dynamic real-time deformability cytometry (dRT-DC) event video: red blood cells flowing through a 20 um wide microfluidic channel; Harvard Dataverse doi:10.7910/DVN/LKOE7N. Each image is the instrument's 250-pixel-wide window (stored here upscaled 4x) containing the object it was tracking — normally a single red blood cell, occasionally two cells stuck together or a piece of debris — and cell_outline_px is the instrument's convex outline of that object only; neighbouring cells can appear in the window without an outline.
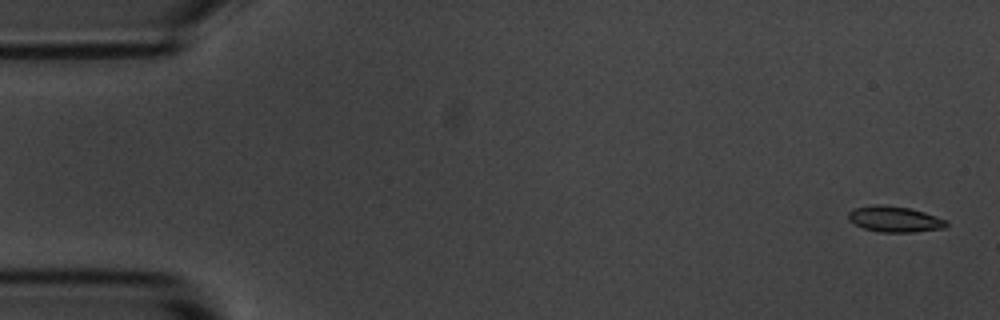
{"species": "common noctule bat (a hibernating species)", "species_latin": "Nyctalus noctula", "temperature_condition": "room temperature", "stored_images_in_passage": 6, "camera_frame_rate_fps": 3000, "um_per_image_px": 0.085, "animal": {"sex": "male", "body_mass_g": 20.1, "forearm_length_mm": 53.5}, "frame": {"image": 1, "passage_image": 1, "time_ms": 0.0, "image_size_px": [1000, 320], "cell_outline_px": [[948, 224], [944, 228], [912, 232], [880, 232], [864, 228], [848, 220], [848, 212], [852, 208], [876, 204], [880, 204], [908, 208], [924, 212], [948, 220]], "centroid_in_image_um": [76.03, 18.62], "position_along_channel_um": 9.0, "area_um2": 14.74}}
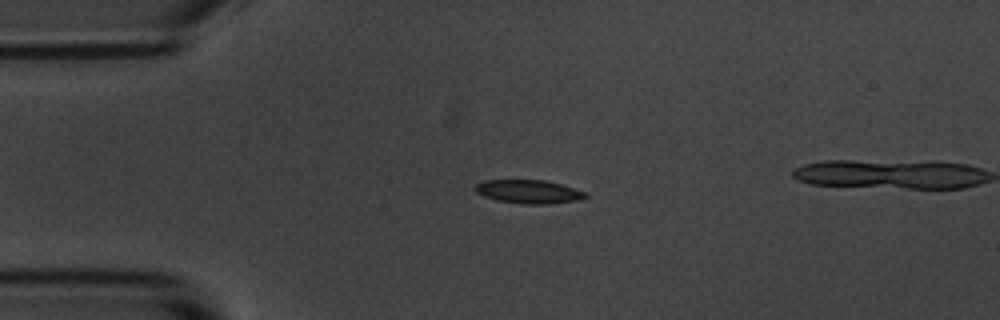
{"frame": {"image": 2, "passage_image": 4, "time_ms": 1.0, "image_size_px": [1000, 320], "cell_outline_px": [[588, 196], [576, 200], [544, 204], [524, 204], [496, 200], [484, 196], [476, 192], [476, 184], [484, 180], [544, 180], [560, 184], [588, 192]], "centroid_in_image_um": [44.94, 16.28], "position_along_channel_um": 40.1, "area_um2": 14.97}}